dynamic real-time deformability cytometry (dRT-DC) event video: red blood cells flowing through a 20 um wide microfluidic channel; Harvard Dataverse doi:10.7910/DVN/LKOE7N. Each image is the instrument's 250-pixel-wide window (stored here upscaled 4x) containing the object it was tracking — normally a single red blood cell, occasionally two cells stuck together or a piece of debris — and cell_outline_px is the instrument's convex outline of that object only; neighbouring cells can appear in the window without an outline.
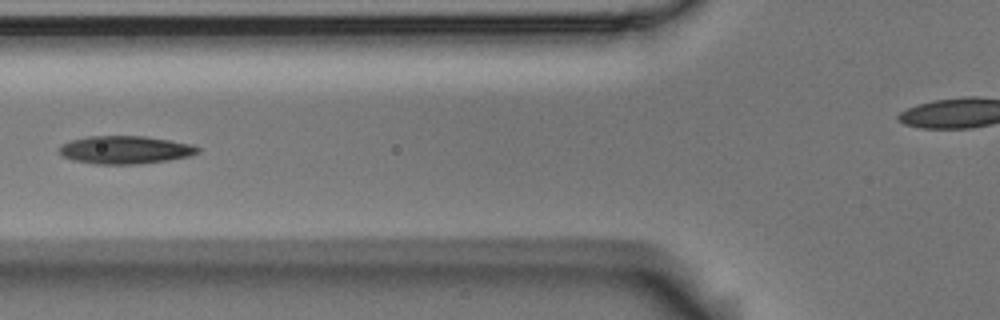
{"species": "Egyptian fruit bat (a non-hibernating species)", "species_latin": "Rousettus aegyptiacus", "temperature_condition": "room temperature", "stored_images_in_passage": 9, "camera_frame_rate_fps": 3000, "um_per_image_px": 0.085, "animal": {"sex": "male"}, "frame": {"image": 1, "passage_image": 4, "time_ms": 1.0, "image_size_px": [1000, 320], "cell_outline_px": [[200, 152], [188, 156], [168, 160], [140, 164], [96, 164], [72, 160], [60, 156], [60, 144], [72, 140], [88, 136], [144, 136], [192, 144], [200, 148]], "centroid_in_image_um": [10.62, 12.74], "position_along_channel_um": 115.2, "area_um2": 22.6}}
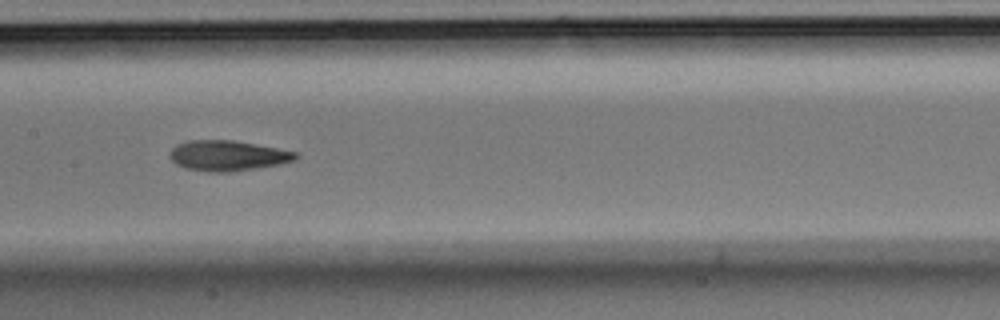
{"frame": {"image": 2, "passage_image": 6, "time_ms": 1.667, "image_size_px": [1000, 320], "cell_outline_px": [[300, 156], [296, 160], [280, 164], [256, 168], [228, 172], [208, 172], [184, 168], [176, 164], [168, 156], [172, 148], [176, 144], [188, 140], [236, 140], [296, 152]], "centroid_in_image_um": [19.33, 13.23], "position_along_channel_um": 188.1, "area_um2": 22.43}}
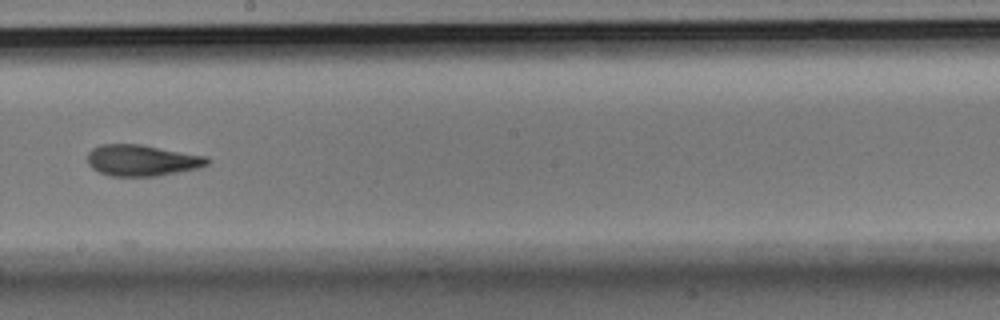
{"frame": {"image": 3, "passage_image": 7, "time_ms": 2.0, "image_size_px": [1000, 320], "cell_outline_px": [[208, 164], [196, 168], [156, 176], [108, 176], [92, 168], [88, 164], [88, 152], [92, 148], [100, 144], [140, 144], [208, 156]], "centroid_in_image_um": [12.03, 13.62], "position_along_channel_um": 236.2, "area_um2": 21.73}}